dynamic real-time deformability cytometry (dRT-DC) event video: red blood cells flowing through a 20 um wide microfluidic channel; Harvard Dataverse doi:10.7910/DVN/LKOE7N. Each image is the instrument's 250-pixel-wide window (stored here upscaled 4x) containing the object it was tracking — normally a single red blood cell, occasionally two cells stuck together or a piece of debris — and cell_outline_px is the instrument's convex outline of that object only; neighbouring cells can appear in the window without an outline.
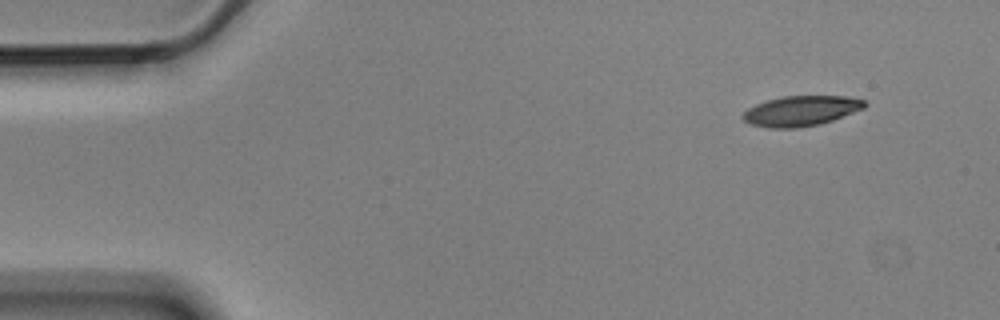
{"species": "Egyptian fruit bat (a non-hibernating species)", "species_latin": "Rousettus aegyptiacus", "temperature_condition": "cold", "stored_images_in_passage": 4, "camera_frame_rate_fps": 3000, "um_per_image_px": 0.085, "animal": {"sex": "male"}, "frame": {"image": 1, "passage_image": 1, "time_ms": 0.0, "image_size_px": [1000, 320], "cell_outline_px": [[868, 104], [864, 108], [832, 120], [820, 124], [796, 128], [768, 128], [752, 124], [744, 120], [740, 116], [748, 108], [756, 104], [768, 100], [784, 96], [848, 96], [864, 100]], "centroid_in_image_um": [68.09, 9.42], "position_along_channel_um": 16.9, "area_um2": 21.33}}
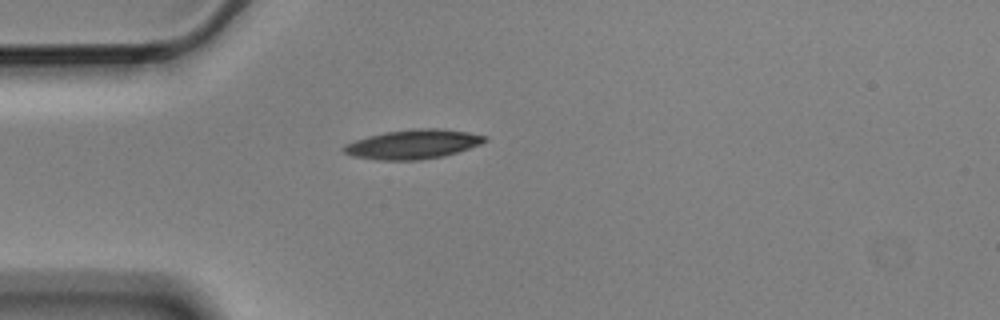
{"frame": {"image": 2, "passage_image": 4, "time_ms": 1.0, "image_size_px": [1000, 320], "cell_outline_px": [[488, 140], [480, 144], [444, 156], [420, 160], [376, 160], [352, 156], [344, 152], [340, 148], [344, 144], [368, 136], [384, 132], [412, 128], [436, 128], [468, 132], [488, 136]], "centroid_in_image_um": [35.08, 12.26], "position_along_channel_um": 49.9, "area_um2": 24.22}}